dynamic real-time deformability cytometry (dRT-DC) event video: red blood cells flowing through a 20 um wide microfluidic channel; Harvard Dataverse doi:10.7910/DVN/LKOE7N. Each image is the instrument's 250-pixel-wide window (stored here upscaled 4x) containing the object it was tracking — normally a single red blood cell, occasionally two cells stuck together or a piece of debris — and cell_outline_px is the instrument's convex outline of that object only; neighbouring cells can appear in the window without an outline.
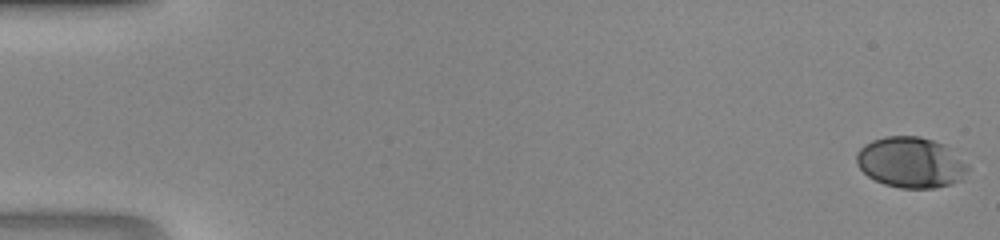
{"species": "human", "species_latin": "Homo sapiens", "temperature_condition": "room temperature", "stored_images_in_passage": 47, "camera_frame_rate_fps": 3000, "um_per_image_px": 0.085, "donor": {"sex": "male"}, "frame": {"image": 1, "passage_image": 1, "time_ms": 0.0, "image_size_px": [1000, 240], "cell_outline_px": [[968, 168], [960, 180], [952, 184], [936, 188], [900, 188], [884, 184], [868, 176], [856, 164], [856, 152], [864, 144], [872, 140], [884, 136], [920, 136], [944, 144], [968, 164]], "centroid_in_image_um": [77.39, 13.8], "position_along_channel_um": 7.6, "area_um2": 32.95}}
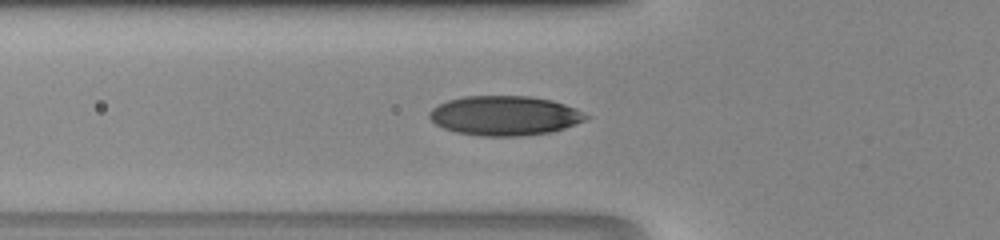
{"frame": {"image": 2, "passage_image": 18, "time_ms": 5.667, "image_size_px": [1000, 240], "cell_outline_px": [[592, 116], [584, 120], [564, 128], [552, 132], [520, 136], [480, 136], [456, 132], [444, 128], [436, 124], [428, 116], [428, 112], [432, 108], [448, 100], [464, 96], [528, 96], [552, 100], [576, 108]], "centroid_in_image_um": [42.9, 9.83], "position_along_channel_um": 82.9, "area_um2": 36.13}}
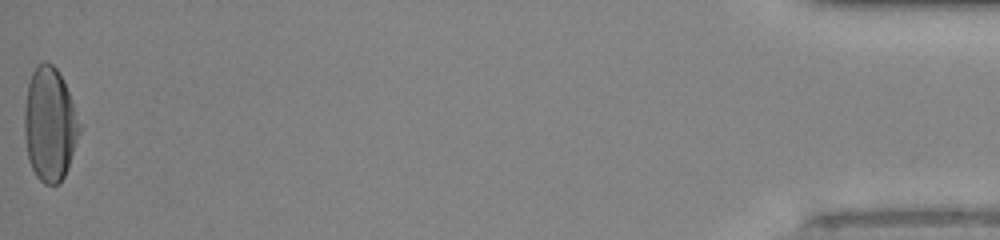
{"frame": {"image": 3, "passage_image": 47, "time_ms": 15.333, "image_size_px": [1000, 240], "cell_outline_px": [[80, 132], [64, 176], [56, 184], [44, 184], [36, 176], [28, 160], [24, 136], [24, 108], [28, 84], [32, 72], [44, 60], [52, 64], [56, 68], [68, 92], [80, 124]], "centroid_in_image_um": [4.19, 10.58], "position_along_channel_um": 431.0, "area_um2": 36.01}}